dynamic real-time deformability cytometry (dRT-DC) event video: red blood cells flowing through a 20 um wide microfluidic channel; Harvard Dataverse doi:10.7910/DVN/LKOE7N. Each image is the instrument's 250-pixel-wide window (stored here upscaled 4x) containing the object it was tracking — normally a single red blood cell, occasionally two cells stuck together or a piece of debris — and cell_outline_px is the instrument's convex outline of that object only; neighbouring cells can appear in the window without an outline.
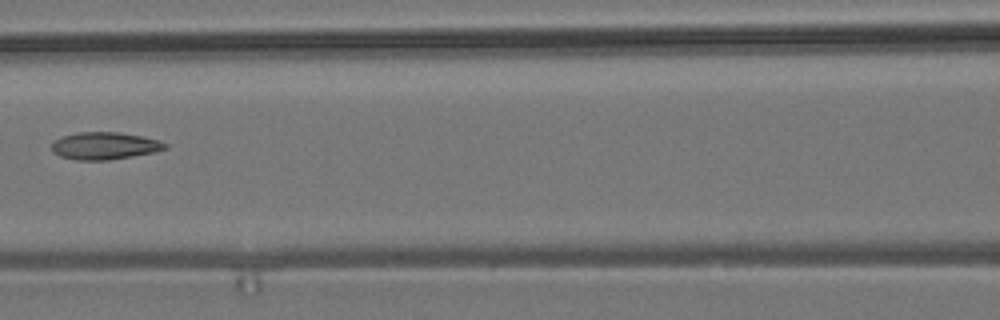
{"species": "common noctule bat (a hibernating species)", "species_latin": "Nyctalus noctula", "temperature_condition": "room temperature", "stored_images_in_passage": 8, "camera_frame_rate_fps": 3000, "um_per_image_px": 0.085, "animal": {"sex": "male", "body_mass_g": 19.2, "forearm_length_mm": 51.8}, "frame": {"image": 1, "passage_image": 5, "time_ms": 5.0, "image_size_px": [1000, 320], "cell_outline_px": [[168, 148], [152, 152], [132, 156], [108, 160], [76, 160], [60, 156], [52, 152], [52, 140], [76, 132], [120, 132], [144, 136], [160, 140], [168, 144]], "centroid_in_image_um": [8.89, 12.38], "position_along_channel_um": 157.7, "area_um2": 18.21}}
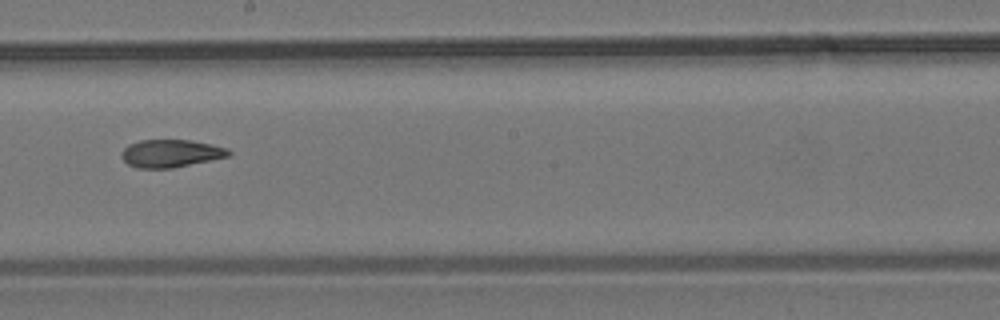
{"frame": {"image": 2, "passage_image": 7, "time_ms": 7.0, "image_size_px": [1000, 320], "cell_outline_px": [[232, 152], [228, 156], [212, 160], [172, 168], [136, 168], [128, 164], [120, 156], [120, 152], [128, 144], [140, 140], [192, 140], [212, 144], [228, 148]], "centroid_in_image_um": [14.51, 13.03], "position_along_channel_um": 233.7, "area_um2": 17.46}}
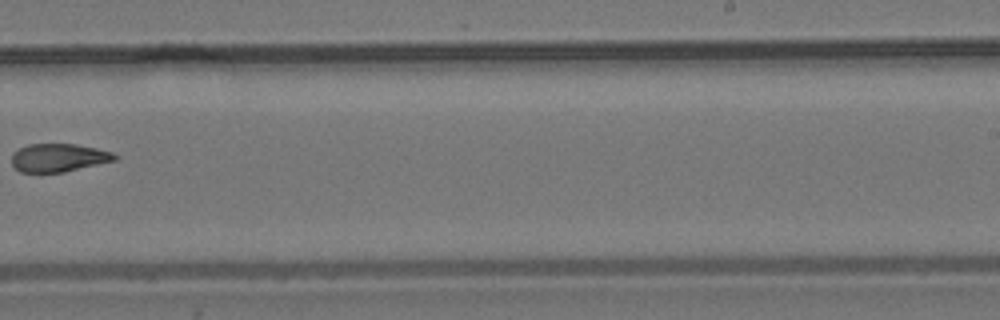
{"frame": {"image": 3, "passage_image": 8, "time_ms": 8.333, "image_size_px": [1000, 320], "cell_outline_px": [[120, 156], [116, 160], [64, 172], [20, 172], [12, 164], [12, 152], [28, 144], [76, 144], [96, 148], [112, 152]], "centroid_in_image_um": [4.99, 13.4], "position_along_channel_um": 284.0, "area_um2": 16.94}}